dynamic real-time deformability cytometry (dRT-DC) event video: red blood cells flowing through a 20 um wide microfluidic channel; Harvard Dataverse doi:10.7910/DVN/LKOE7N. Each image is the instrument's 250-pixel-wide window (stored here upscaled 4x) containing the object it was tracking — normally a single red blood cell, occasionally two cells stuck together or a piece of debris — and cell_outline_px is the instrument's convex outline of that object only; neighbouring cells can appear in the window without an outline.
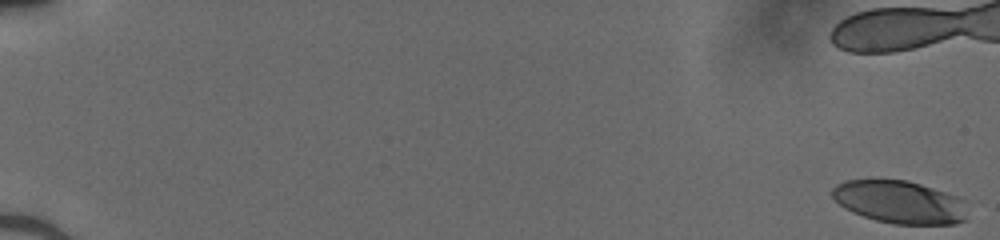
{"species": "human", "species_latin": "Homo sapiens", "temperature_condition": "cold", "stored_images_in_passage": 45, "camera_frame_rate_fps": 3000, "um_per_image_px": 0.085, "donor": {"sex": "male"}, "frame": {"image": 1, "passage_image": 1, "time_ms": 0.0, "image_size_px": [1000, 240], "cell_outline_px": [[968, 220], [956, 224], [892, 224], [876, 220], [852, 212], [844, 208], [832, 196], [832, 188], [836, 184], [844, 180], [908, 180], [956, 196], [964, 200]], "centroid_in_image_um": [76.49, 17.18], "position_along_channel_um": 8.5, "area_um2": 33.76}}